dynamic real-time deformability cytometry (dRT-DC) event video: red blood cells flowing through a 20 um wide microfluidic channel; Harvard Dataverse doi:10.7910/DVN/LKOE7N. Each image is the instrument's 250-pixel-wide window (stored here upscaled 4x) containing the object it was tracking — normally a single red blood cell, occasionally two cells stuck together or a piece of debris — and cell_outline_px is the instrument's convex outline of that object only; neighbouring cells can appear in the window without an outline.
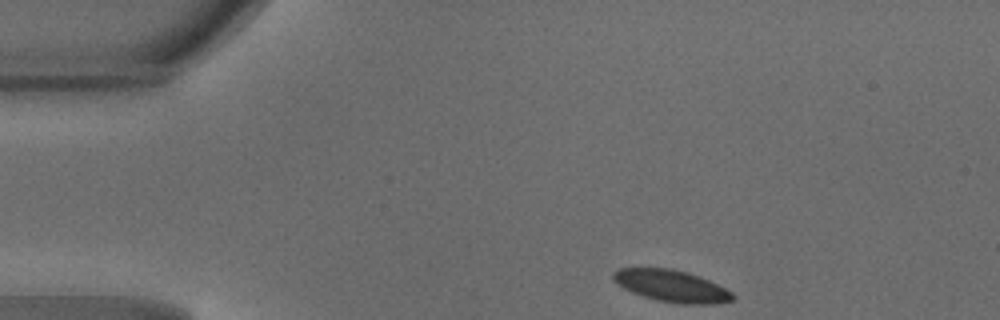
{"species": "common noctule bat (a hibernating species)", "species_latin": "Nyctalus noctula", "temperature_condition": "warm", "stored_images_in_passage": 41, "camera_frame_rate_fps": 3000, "um_per_image_px": 0.085, "animal": {"sex": "male", "body_mass_g": 18.8}, "frame": {"image": 1, "passage_image": 1, "time_ms": 0.0, "image_size_px": [1000, 320], "cell_outline_px": [[736, 296], [732, 300], [712, 304], [680, 304], [656, 300], [632, 292], [624, 288], [612, 280], [612, 272], [616, 268], [672, 268], [688, 272], [700, 276], [732, 292]], "centroid_in_image_um": [57.05, 24.3], "position_along_channel_um": 27.9, "area_um2": 22.25}}
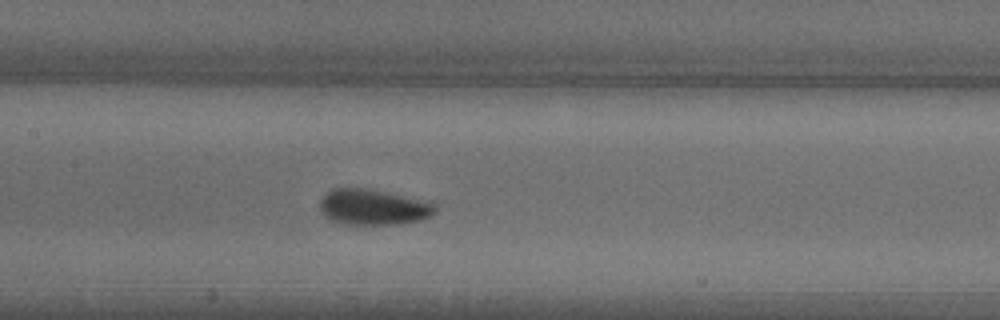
{"frame": {"image": 2, "passage_image": 16, "time_ms": 5.0, "image_size_px": [1000, 320], "cell_outline_px": [[436, 212], [432, 216], [420, 220], [400, 224], [348, 224], [332, 220], [324, 216], [320, 208], [320, 200], [324, 192], [332, 188], [364, 188], [388, 192], [436, 204]], "centroid_in_image_um": [31.7, 17.6], "position_along_channel_um": 175.7, "area_um2": 23.99}}
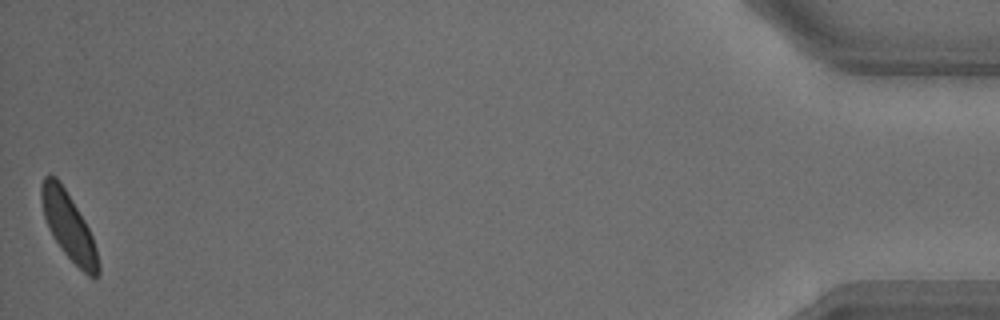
{"frame": {"image": 3, "passage_image": 41, "time_ms": 13.333, "image_size_px": [1000, 320], "cell_outline_px": [[100, 272], [96, 280], [92, 280], [60, 248], [52, 236], [48, 228], [44, 216], [40, 200], [40, 184], [44, 176], [48, 172], [56, 176], [60, 180], [84, 220], [92, 236], [96, 248], [100, 264]], "centroid_in_image_um": [5.82, 19.21], "position_along_channel_um": 429.4, "area_um2": 22.54}}